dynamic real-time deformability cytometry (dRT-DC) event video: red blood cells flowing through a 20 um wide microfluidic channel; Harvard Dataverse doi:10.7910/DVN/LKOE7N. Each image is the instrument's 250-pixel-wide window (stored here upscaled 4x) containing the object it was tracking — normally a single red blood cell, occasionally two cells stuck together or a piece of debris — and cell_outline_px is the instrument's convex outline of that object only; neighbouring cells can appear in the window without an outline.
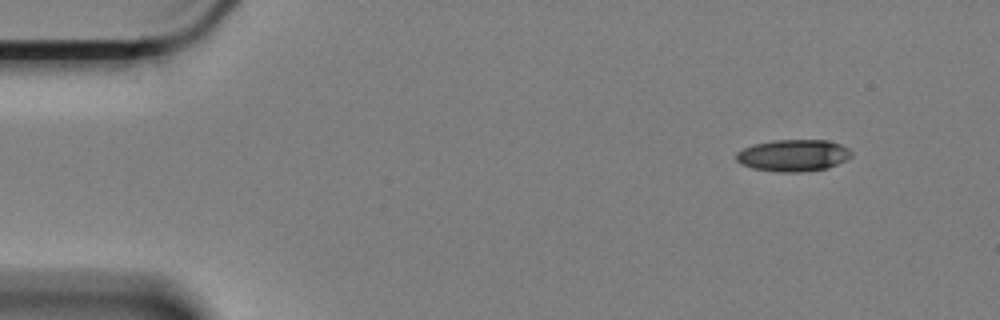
{"species": "Egyptian fruit bat (a non-hibernating species)", "species_latin": "Rousettus aegyptiacus", "temperature_condition": "cold", "stored_images_in_passage": 31, "camera_frame_rate_fps": 3000, "um_per_image_px": 0.085, "animal": {"sex": "female"}, "frame": {"image": 1, "passage_image": 1, "time_ms": 0.0, "image_size_px": [1000, 320], "cell_outline_px": [[852, 156], [828, 168], [800, 172], [776, 172], [752, 168], [740, 164], [736, 160], [736, 152], [752, 144], [776, 140], [828, 140], [840, 144], [848, 148], [852, 152]], "centroid_in_image_um": [67.4, 13.21], "position_along_channel_um": 17.6, "area_um2": 21.44}}
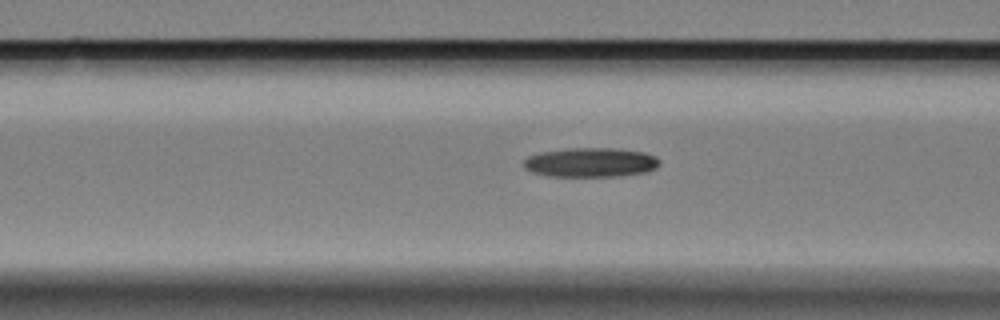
{"frame": {"image": 2, "passage_image": 18, "time_ms": 5.667, "image_size_px": [1000, 320], "cell_outline_px": [[660, 164], [656, 168], [644, 172], [616, 176], [548, 176], [532, 172], [524, 168], [524, 160], [528, 156], [540, 152], [568, 148], [612, 148], [644, 152], [656, 156], [660, 160]], "centroid_in_image_um": [50.2, 13.8], "position_along_channel_um": 116.4, "area_um2": 23.24}}
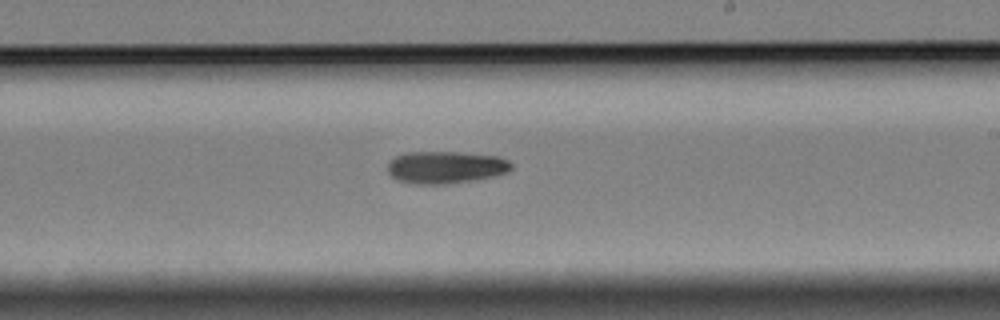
{"frame": {"image": 3, "passage_image": 30, "time_ms": 9.667, "image_size_px": [1000, 320], "cell_outline_px": [[512, 168], [508, 172], [492, 176], [444, 184], [416, 184], [396, 180], [388, 172], [388, 164], [396, 156], [404, 152], [460, 152], [500, 156], [508, 160], [512, 164]], "centroid_in_image_um": [37.87, 14.2], "position_along_channel_um": 251.1, "area_um2": 23.18}}